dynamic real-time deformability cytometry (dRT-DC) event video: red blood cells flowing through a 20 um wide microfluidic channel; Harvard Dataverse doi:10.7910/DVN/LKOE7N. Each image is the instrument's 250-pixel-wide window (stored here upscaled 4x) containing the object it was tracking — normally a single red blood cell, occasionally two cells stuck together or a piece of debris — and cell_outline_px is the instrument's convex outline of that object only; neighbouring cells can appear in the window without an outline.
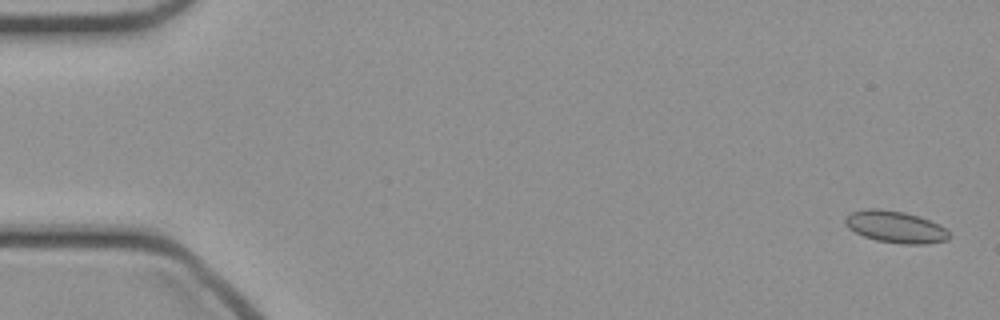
{"species": "common noctule bat (a hibernating species)", "species_latin": "Nyctalus noctula", "temperature_condition": "cold", "stored_images_in_passage": 48, "camera_frame_rate_fps": 3000, "um_per_image_px": 0.085, "animal": {"sex": "female", "body_mass_g": 21.9}, "frame": {"image": 1, "passage_image": 1, "time_ms": 0.0, "image_size_px": [1000, 320], "cell_outline_px": [[952, 236], [948, 240], [924, 244], [904, 244], [876, 240], [864, 236], [848, 228], [844, 224], [844, 216], [852, 212], [868, 208], [880, 208], [904, 212], [920, 216], [940, 224]], "centroid_in_image_um": [76.11, 19.27], "position_along_channel_um": 8.9, "area_um2": 19.48}}
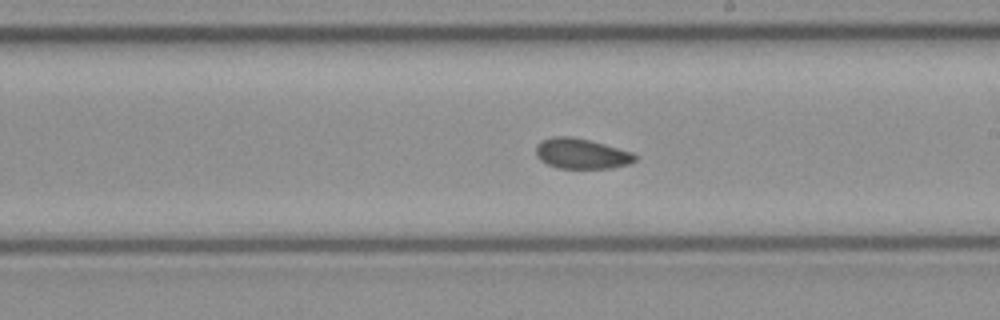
{"frame": {"image": 2, "passage_image": 27, "time_ms": 8.667, "image_size_px": [1000, 320], "cell_outline_px": [[636, 160], [628, 164], [612, 168], [560, 168], [548, 164], [540, 160], [536, 156], [536, 144], [540, 140], [552, 136], [572, 136], [604, 144], [632, 152], [636, 156]], "centroid_in_image_um": [49.38, 13.05], "position_along_channel_um": 239.6, "area_um2": 17.51}}
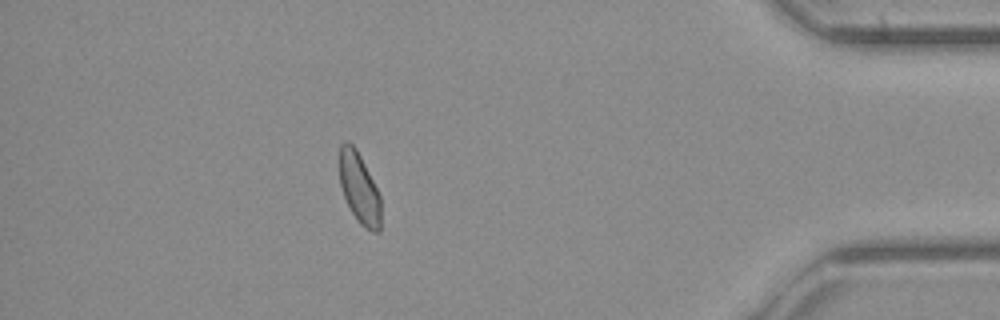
{"frame": {"image": 3, "passage_image": 42, "time_ms": 13.667, "image_size_px": [1000, 320], "cell_outline_px": [[380, 232], [372, 232], [364, 228], [360, 224], [352, 212], [344, 196], [340, 184], [340, 144], [348, 140], [356, 148], [380, 196]], "centroid_in_image_um": [30.53, 16.01], "position_along_channel_um": 404.7, "area_um2": 16.76}}